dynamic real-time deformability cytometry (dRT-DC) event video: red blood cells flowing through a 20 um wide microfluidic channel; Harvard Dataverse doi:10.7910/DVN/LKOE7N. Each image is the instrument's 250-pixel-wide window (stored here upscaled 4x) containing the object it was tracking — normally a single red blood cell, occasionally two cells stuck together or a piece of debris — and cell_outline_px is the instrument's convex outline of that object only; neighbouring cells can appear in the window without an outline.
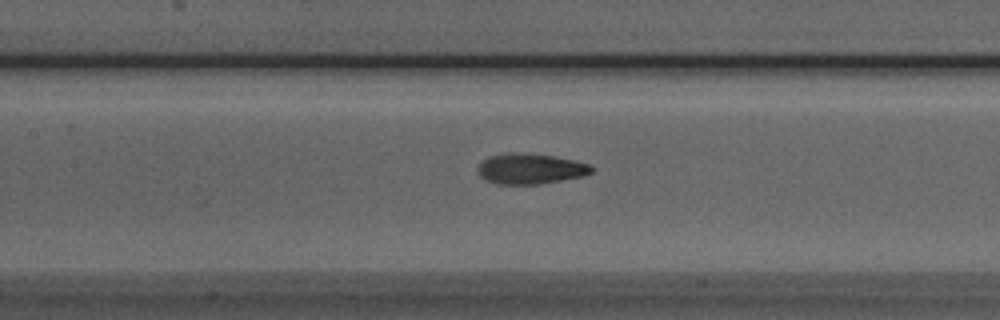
{"species": "Egyptian fruit bat (a non-hibernating species)", "species_latin": "Rousettus aegyptiacus", "temperature_condition": "room temperature", "stored_images_in_passage": 31, "camera_frame_rate_fps": 3000, "um_per_image_px": 0.085, "animal": {"sex": "male"}, "frame": {"image": 1, "passage_image": 12, "time_ms": 3.667, "image_size_px": [1000, 320], "cell_outline_px": [[592, 172], [584, 176], [540, 184], [496, 184], [484, 180], [480, 176], [476, 168], [488, 156], [512, 152], [516, 152], [552, 156], [572, 160], [588, 164], [592, 168]], "centroid_in_image_um": [45.03, 14.35], "position_along_channel_um": 162.4, "area_um2": 20.11}}
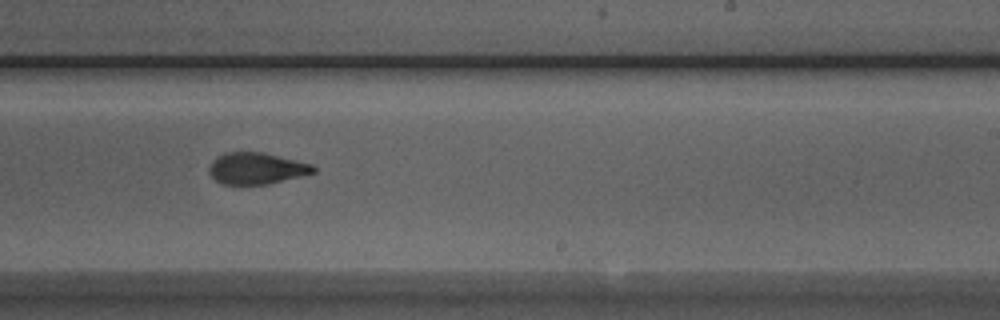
{"frame": {"image": 2, "passage_image": 20, "time_ms": 6.333, "image_size_px": [1000, 320], "cell_outline_px": [[316, 172], [268, 184], [220, 184], [208, 172], [208, 168], [212, 160], [228, 152], [264, 152], [312, 164], [316, 168]], "centroid_in_image_um": [21.8, 14.31], "position_along_channel_um": 267.2, "area_um2": 19.07}}
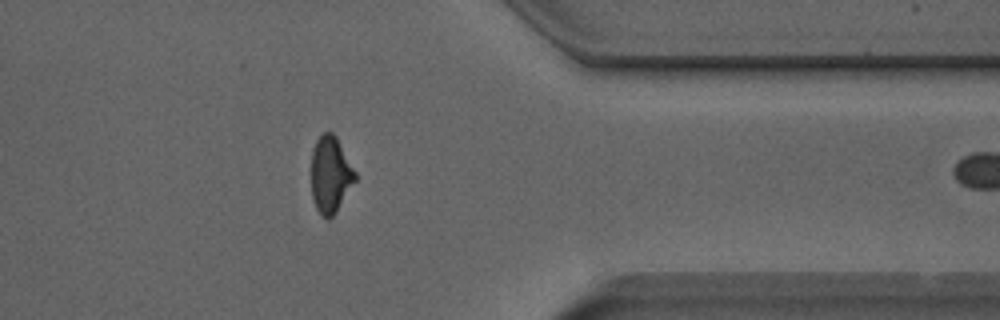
{"frame": {"image": 3, "passage_image": 30, "time_ms": 9.667, "image_size_px": [1000, 320], "cell_outline_px": [[356, 180], [336, 212], [328, 220], [316, 208], [312, 200], [312, 148], [316, 140], [324, 132], [332, 132], [336, 136], [356, 172]], "centroid_in_image_um": [28.09, 14.83], "position_along_channel_um": 383.3, "area_um2": 19.48}}